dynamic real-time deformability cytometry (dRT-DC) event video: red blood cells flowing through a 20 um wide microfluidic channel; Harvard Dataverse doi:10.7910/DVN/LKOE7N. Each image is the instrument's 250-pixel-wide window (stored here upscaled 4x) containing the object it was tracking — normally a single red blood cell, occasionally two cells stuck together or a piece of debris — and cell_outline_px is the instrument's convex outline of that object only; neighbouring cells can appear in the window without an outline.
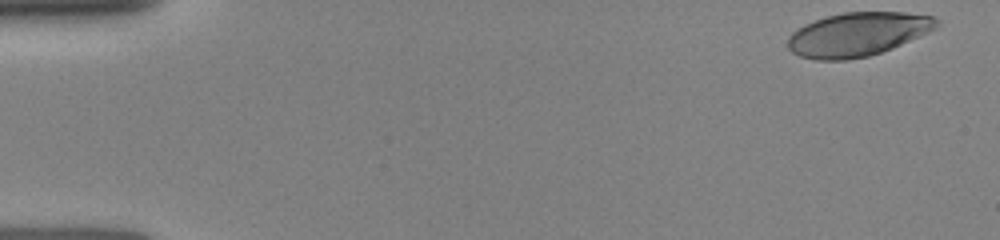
{"species": "human", "species_latin": "Homo sapiens", "temperature_condition": "room temperature", "stored_images_in_passage": 14, "camera_frame_rate_fps": 3000, "um_per_image_px": 0.085, "donor": {"sex": "female"}, "frame": {"image": 1, "passage_image": 1, "time_ms": 0.0, "image_size_px": [1000, 240], "cell_outline_px": [[940, 24], [936, 28], [928, 32], [892, 48], [868, 56], [848, 60], [816, 60], [800, 56], [792, 52], [788, 48], [788, 36], [792, 32], [804, 24], [828, 16], [844, 12], [904, 12], [932, 16], [940, 20]], "centroid_in_image_um": [72.9, 2.91], "position_along_channel_um": 12.1, "area_um2": 37.86}}
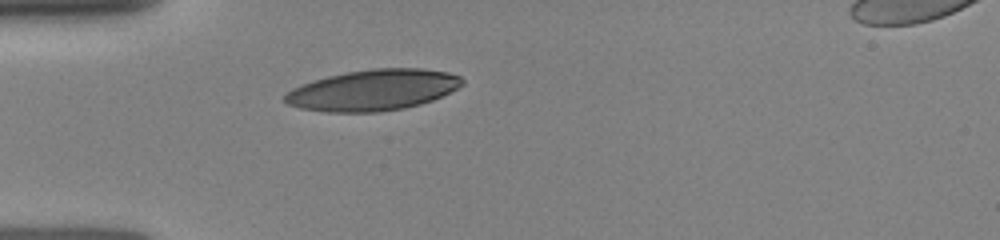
{"frame": {"image": 2, "passage_image": 10, "time_ms": 4.0, "image_size_px": [1000, 240], "cell_outline_px": [[464, 84], [432, 100], [420, 104], [404, 108], [376, 112], [324, 112], [300, 108], [288, 104], [284, 100], [284, 96], [292, 88], [312, 80], [328, 76], [348, 72], [372, 68], [420, 68], [448, 72], [460, 76], [464, 80]], "centroid_in_image_um": [31.7, 7.65], "position_along_channel_um": 53.3, "area_um2": 42.19}}
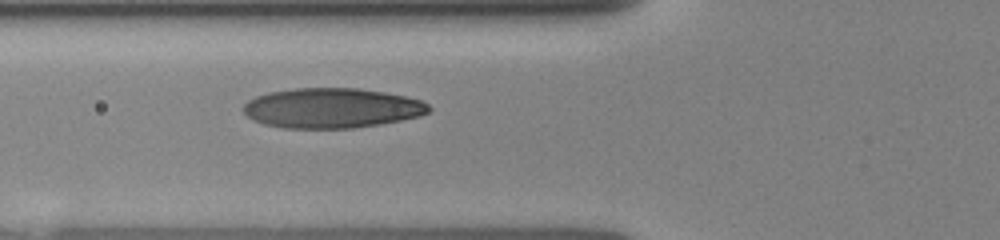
{"frame": {"image": 3, "passage_image": 14, "time_ms": 5.333, "image_size_px": [1000, 240], "cell_outline_px": [[432, 108], [428, 112], [420, 116], [380, 124], [352, 128], [284, 128], [264, 124], [248, 116], [240, 108], [248, 100], [256, 96], [268, 92], [296, 88], [356, 88], [384, 92], [404, 96], [420, 100], [428, 104]], "centroid_in_image_um": [28.19, 9.18], "position_along_channel_um": 97.6, "area_um2": 43.12}}